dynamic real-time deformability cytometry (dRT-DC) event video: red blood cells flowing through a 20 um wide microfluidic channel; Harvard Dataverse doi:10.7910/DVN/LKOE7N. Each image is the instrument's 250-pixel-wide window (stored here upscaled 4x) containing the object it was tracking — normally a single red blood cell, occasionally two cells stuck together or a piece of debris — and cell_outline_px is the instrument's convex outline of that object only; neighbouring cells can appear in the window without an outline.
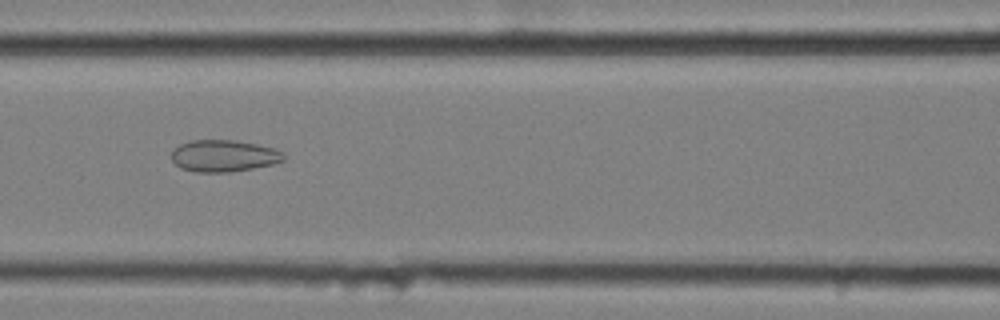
{"species": "common noctule bat (a hibernating species)", "species_latin": "Nyctalus noctula", "temperature_condition": "cold", "stored_images_in_passage": 42, "camera_frame_rate_fps": 3000, "um_per_image_px": 0.085, "animal": {"sex": "female", "body_mass_g": 25.1}, "frame": {"image": 1, "passage_image": 10, "time_ms": 3.0, "image_size_px": [1000, 320], "cell_outline_px": [[284, 160], [272, 164], [252, 168], [228, 172], [196, 172], [180, 168], [172, 160], [172, 152], [180, 144], [188, 140], [236, 140], [276, 148], [284, 152]], "centroid_in_image_um": [19.03, 13.24], "position_along_channel_um": 147.6, "area_um2": 20.81}}
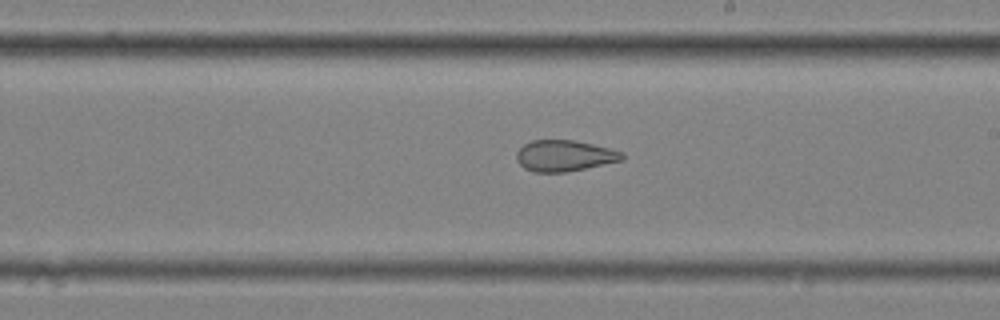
{"frame": {"image": 2, "passage_image": 18, "time_ms": 5.667, "image_size_px": [1000, 320], "cell_outline_px": [[624, 160], [564, 172], [536, 172], [524, 168], [516, 160], [516, 152], [524, 144], [532, 140], [572, 140], [612, 148], [624, 152]], "centroid_in_image_um": [47.99, 13.23], "position_along_channel_um": 241.0, "area_um2": 19.13}}
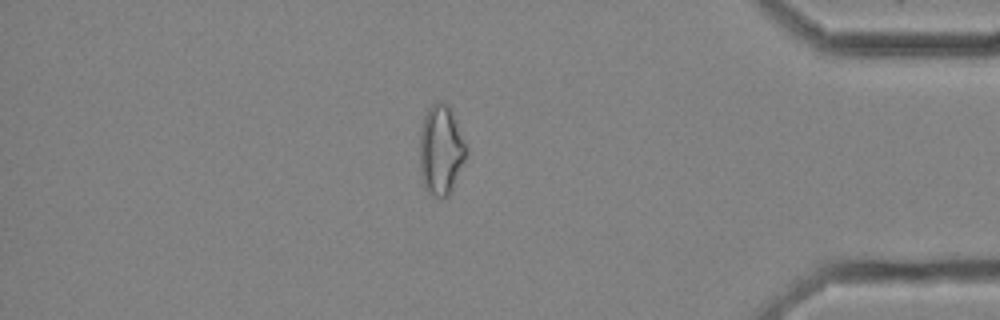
{"frame": {"image": 3, "passage_image": 34, "time_ms": 11.0, "image_size_px": [1000, 320], "cell_outline_px": [[468, 148], [464, 160], [452, 188], [448, 196], [440, 200], [424, 188], [420, 172], [420, 132], [424, 116], [428, 108], [436, 100], [448, 104], [452, 112]], "centroid_in_image_um": [37.46, 12.75], "position_along_channel_um": 397.7, "area_um2": 24.33}, "authors_computed_cell_mechanics": {"area_um2": 21.9929, "velocity_mm_per_s": 3.5135, "shape_relaxation_time_tau1_ms": null, "shape_relaxation_time_tau2_ms": 1.8382, "deformation_change_tau1": null, "deformation_change_tau2": 0.0886}}